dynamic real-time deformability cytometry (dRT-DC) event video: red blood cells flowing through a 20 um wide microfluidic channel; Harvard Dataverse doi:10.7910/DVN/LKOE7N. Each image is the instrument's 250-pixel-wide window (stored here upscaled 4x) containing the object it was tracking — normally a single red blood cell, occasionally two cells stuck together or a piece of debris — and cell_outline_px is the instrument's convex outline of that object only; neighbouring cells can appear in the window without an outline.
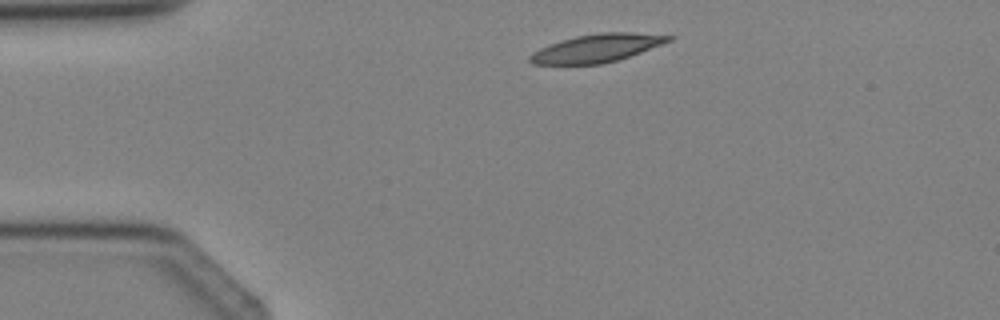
{"species": "Egyptian fruit bat (a non-hibernating species)", "species_latin": "Rousettus aegyptiacus", "temperature_condition": "cold", "stored_images_in_passage": 2, "camera_frame_rate_fps": 3000, "um_per_image_px": 0.085, "animal": {"sex": "female"}, "frame": {"image": 1, "passage_image": 1, "time_ms": 0.0, "image_size_px": [1000, 320], "cell_outline_px": [[676, 36], [672, 40], [640, 52], [616, 60], [600, 64], [532, 64], [528, 60], [528, 56], [532, 52], [548, 44], [576, 36], [600, 32], [632, 32]], "centroid_in_image_um": [50.7, 4.08], "position_along_channel_um": 34.3, "area_um2": 22.54}}